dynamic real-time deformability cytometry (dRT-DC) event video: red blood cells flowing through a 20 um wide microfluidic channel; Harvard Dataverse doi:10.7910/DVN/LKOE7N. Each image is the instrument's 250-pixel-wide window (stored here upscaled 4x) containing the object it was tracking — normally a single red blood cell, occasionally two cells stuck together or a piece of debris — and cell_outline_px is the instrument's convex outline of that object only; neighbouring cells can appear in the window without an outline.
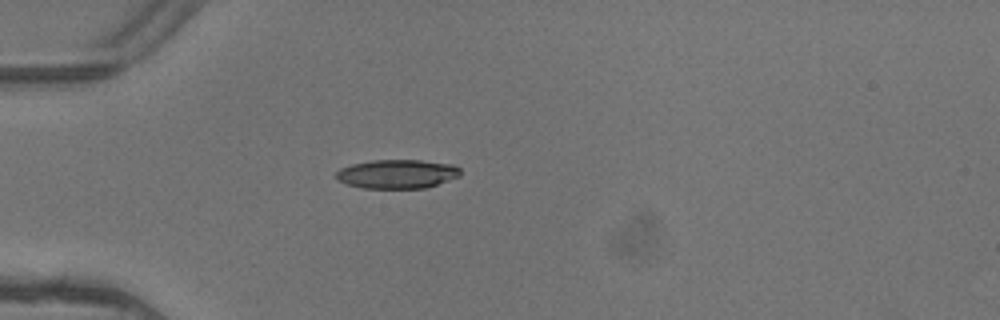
{"species": "common noctule bat (a hibernating species)", "species_latin": "Nyctalus noctula", "temperature_condition": "warm", "stored_images_in_passage": 4, "camera_frame_rate_fps": 3000, "um_per_image_px": 0.085, "animal": {"sex": "female"}, "frame": {"image": 1, "passage_image": 4, "time_ms": 1.0, "image_size_px": [1000, 320], "cell_outline_px": [[460, 176], [424, 188], [364, 188], [348, 184], [336, 180], [336, 172], [340, 168], [352, 164], [372, 160], [420, 160], [452, 164], [460, 168]], "centroid_in_image_um": [33.74, 14.78], "position_along_channel_um": 51.3, "area_um2": 20.87}}